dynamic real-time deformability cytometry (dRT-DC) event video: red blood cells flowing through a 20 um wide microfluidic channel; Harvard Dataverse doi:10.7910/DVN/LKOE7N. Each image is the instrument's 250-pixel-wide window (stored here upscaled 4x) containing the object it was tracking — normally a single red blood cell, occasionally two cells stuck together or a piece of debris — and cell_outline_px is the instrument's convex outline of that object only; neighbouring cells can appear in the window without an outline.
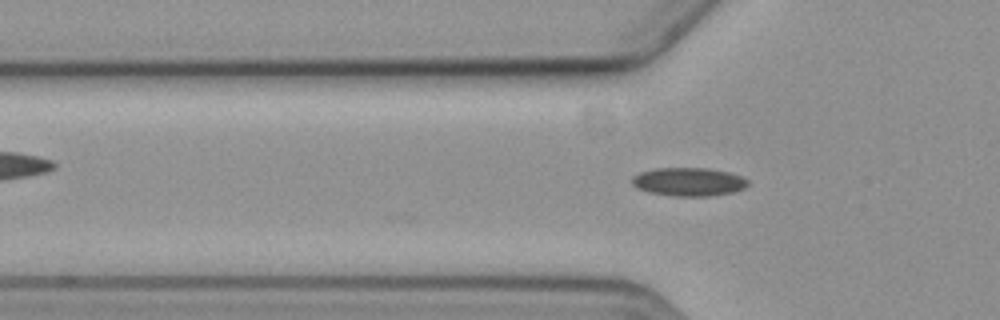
{"species": "common noctule bat (a hibernating species)", "species_latin": "Nyctalus noctula", "temperature_condition": "cold", "stored_images_in_passage": 6, "camera_frame_rate_fps": 3000, "um_per_image_px": 0.085, "animal": {"sex": "female", "body_mass_g": 19.3, "forearm_length_mm": 54.1}, "frame": {"image": 1, "passage_image": 4, "time_ms": 4.333, "image_size_px": [1000, 320], "cell_outline_px": [[748, 184], [744, 188], [732, 192], [708, 196], [672, 196], [648, 192], [636, 188], [632, 184], [632, 176], [640, 172], [656, 168], [708, 168], [728, 172], [740, 176], [748, 180]], "centroid_in_image_um": [58.5, 15.45], "position_along_channel_um": 67.3, "area_um2": 19.19}}
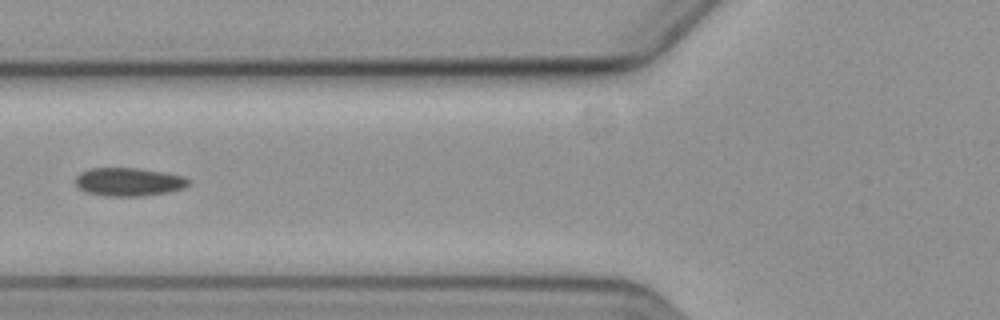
{"frame": {"image": 2, "passage_image": 5, "time_ms": 5.667, "image_size_px": [1000, 320], "cell_outline_px": [[192, 180], [184, 188], [168, 192], [144, 196], [104, 196], [88, 192], [80, 188], [76, 184], [76, 176], [80, 172], [92, 168], [136, 168], [164, 172], [184, 176]], "centroid_in_image_um": [10.98, 15.46], "position_along_channel_um": 114.8, "area_um2": 18.67}}